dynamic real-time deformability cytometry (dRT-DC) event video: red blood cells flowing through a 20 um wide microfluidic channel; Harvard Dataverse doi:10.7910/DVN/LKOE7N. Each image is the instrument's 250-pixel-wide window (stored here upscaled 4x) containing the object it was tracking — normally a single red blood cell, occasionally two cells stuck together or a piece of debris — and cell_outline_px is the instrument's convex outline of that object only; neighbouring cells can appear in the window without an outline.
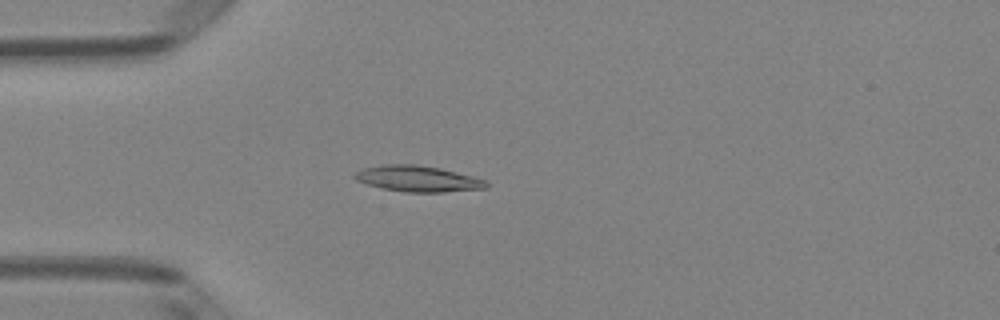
{"species": "Egyptian fruit bat (a non-hibernating species)", "species_latin": "Rousettus aegyptiacus", "temperature_condition": "room temperature", "stored_images_in_passage": 5, "camera_frame_rate_fps": 3000, "um_per_image_px": 0.085, "animal": {"sex": "female"}, "frame": {"image": 1, "passage_image": 4, "time_ms": 1.0, "image_size_px": [1000, 320], "cell_outline_px": [[488, 188], [444, 192], [404, 192], [384, 188], [368, 184], [356, 180], [352, 176], [356, 172], [364, 168], [380, 164], [416, 164], [440, 168], [488, 180]], "centroid_in_image_um": [35.54, 15.19], "position_along_channel_um": 49.5, "area_um2": 19.94}}